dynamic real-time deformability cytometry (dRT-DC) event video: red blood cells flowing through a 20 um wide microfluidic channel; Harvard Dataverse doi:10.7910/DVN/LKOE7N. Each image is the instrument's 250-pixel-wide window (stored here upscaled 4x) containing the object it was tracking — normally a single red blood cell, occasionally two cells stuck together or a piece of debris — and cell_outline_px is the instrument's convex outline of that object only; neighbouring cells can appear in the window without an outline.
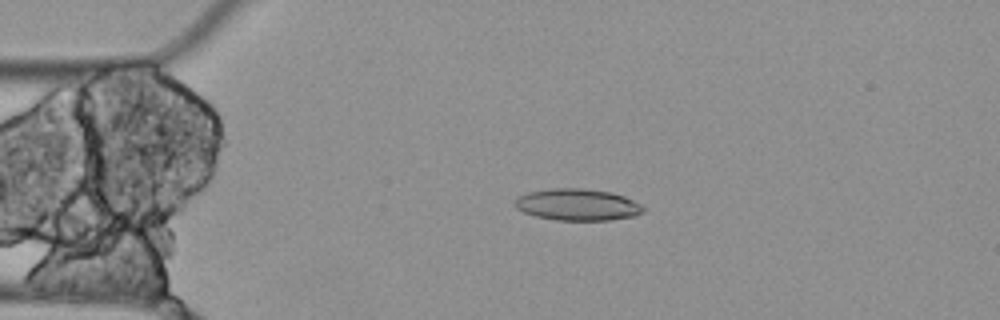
{"species": "Egyptian fruit bat (a non-hibernating species)", "species_latin": "Rousettus aegyptiacus", "temperature_condition": "cold", "stored_images_in_passage": 5, "camera_frame_rate_fps": 3000, "um_per_image_px": 0.085, "animal": {"sex": "female"}, "frame": {"image": 1, "passage_image": 4, "time_ms": 1.0, "image_size_px": [1000, 320], "cell_outline_px": [[644, 212], [632, 216], [608, 220], [556, 220], [536, 216], [524, 212], [516, 208], [516, 196], [528, 192], [552, 188], [580, 188], [612, 192], [624, 196], [640, 204], [644, 208]], "centroid_in_image_um": [49.07, 17.39], "position_along_channel_um": 35.9, "area_um2": 23.58}}